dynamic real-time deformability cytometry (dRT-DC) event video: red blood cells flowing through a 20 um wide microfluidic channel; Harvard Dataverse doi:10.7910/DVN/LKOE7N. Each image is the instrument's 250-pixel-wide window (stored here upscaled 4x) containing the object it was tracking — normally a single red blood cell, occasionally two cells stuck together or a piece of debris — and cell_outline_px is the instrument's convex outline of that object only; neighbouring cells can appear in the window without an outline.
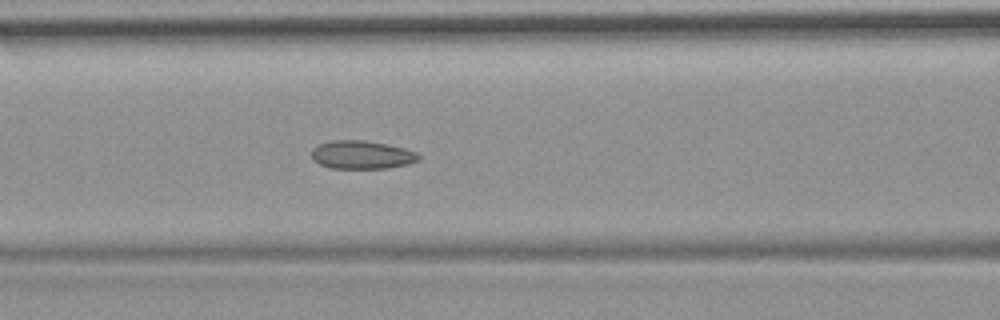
{"species": "common noctule bat (a hibernating species)", "species_latin": "Nyctalus noctula", "temperature_condition": "room temperature", "stored_images_in_passage": 55, "camera_frame_rate_fps": 3000, "um_per_image_px": 0.085, "animal": {"sex": "female", "body_mass_g": 19.9}, "frame": {"image": 1, "passage_image": 24, "time_ms": 7.667, "image_size_px": [1000, 320], "cell_outline_px": [[420, 160], [408, 164], [388, 168], [328, 168], [312, 160], [312, 148], [320, 144], [332, 140], [364, 140], [388, 144], [404, 148], [416, 152], [420, 156]], "centroid_in_image_um": [30.76, 13.16], "position_along_channel_um": 135.8, "area_um2": 17.74}, "authors_computed_cell_mechanics": {"area_um2": 18.2648, "velocity_mm_per_s": 3.6869, "shape_relaxation_time_tau1_ms": null, "shape_relaxation_time_tau2_ms": 1.9904, "deformation_change_tau1": null, "deformation_change_tau2": 0.0576}}